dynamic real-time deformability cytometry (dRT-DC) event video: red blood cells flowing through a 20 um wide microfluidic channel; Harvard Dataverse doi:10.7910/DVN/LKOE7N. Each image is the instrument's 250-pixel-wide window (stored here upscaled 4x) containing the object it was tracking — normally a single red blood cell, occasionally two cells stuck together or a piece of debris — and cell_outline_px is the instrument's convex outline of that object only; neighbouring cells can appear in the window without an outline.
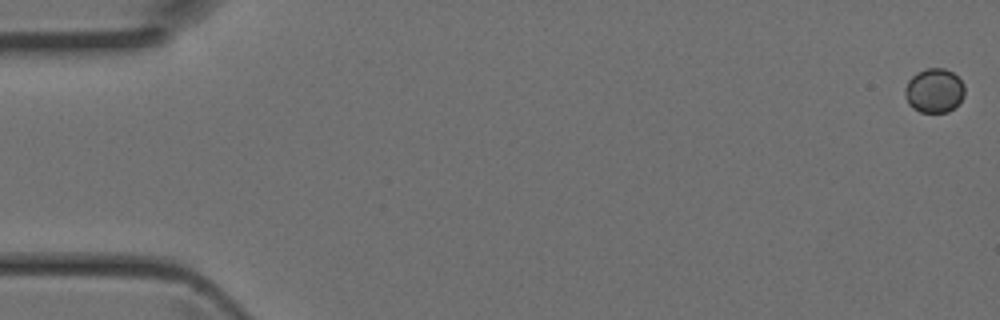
{"species": "Egyptian fruit bat (a non-hibernating species)", "species_latin": "Rousettus aegyptiacus", "temperature_condition": "room temperature", "stored_images_in_passage": 38, "camera_frame_rate_fps": 3000, "um_per_image_px": 0.085, "animal": {"sex": "female"}, "frame": {"image": 1, "passage_image": 1, "time_ms": 0.0, "image_size_px": [1000, 320], "cell_outline_px": [[964, 96], [960, 104], [948, 112], [920, 112], [912, 108], [908, 104], [904, 92], [904, 88], [908, 80], [916, 72], [928, 68], [944, 68], [952, 72], [964, 84]], "centroid_in_image_um": [79.41, 7.71], "position_along_channel_um": 5.6, "area_um2": 15.61}}
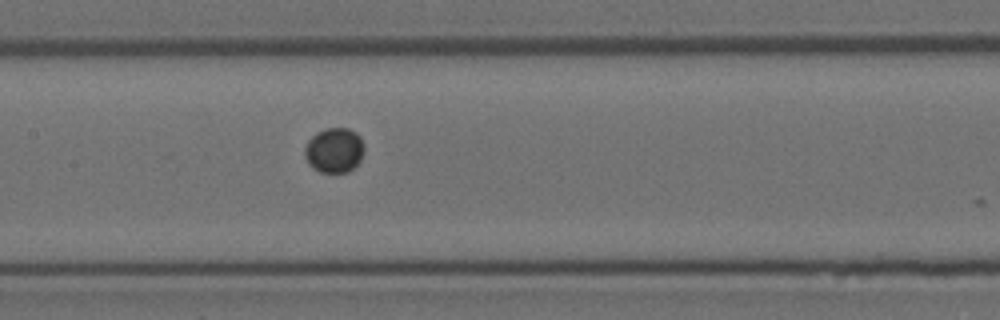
{"frame": {"image": 2, "passage_image": 22, "time_ms": 7.0, "image_size_px": [1000, 320], "cell_outline_px": [[364, 152], [360, 160], [348, 172], [320, 172], [312, 168], [308, 164], [304, 156], [304, 148], [308, 140], [316, 132], [328, 128], [348, 128], [356, 132], [360, 136], [364, 144]], "centroid_in_image_um": [28.4, 12.76], "position_along_channel_um": 179.0, "area_um2": 15.72}}
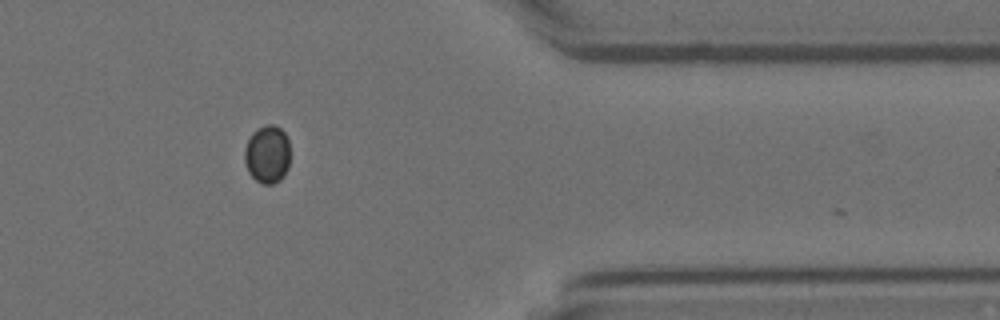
{"frame": {"image": 3, "passage_image": 37, "time_ms": 12.0, "image_size_px": [1000, 320], "cell_outline_px": [[288, 168], [284, 176], [280, 180], [272, 184], [260, 184], [248, 172], [244, 160], [244, 148], [252, 132], [256, 128], [264, 124], [272, 124], [280, 128], [284, 132], [288, 140]], "centroid_in_image_um": [22.7, 13.11], "position_along_channel_um": 388.7, "area_um2": 15.55}}